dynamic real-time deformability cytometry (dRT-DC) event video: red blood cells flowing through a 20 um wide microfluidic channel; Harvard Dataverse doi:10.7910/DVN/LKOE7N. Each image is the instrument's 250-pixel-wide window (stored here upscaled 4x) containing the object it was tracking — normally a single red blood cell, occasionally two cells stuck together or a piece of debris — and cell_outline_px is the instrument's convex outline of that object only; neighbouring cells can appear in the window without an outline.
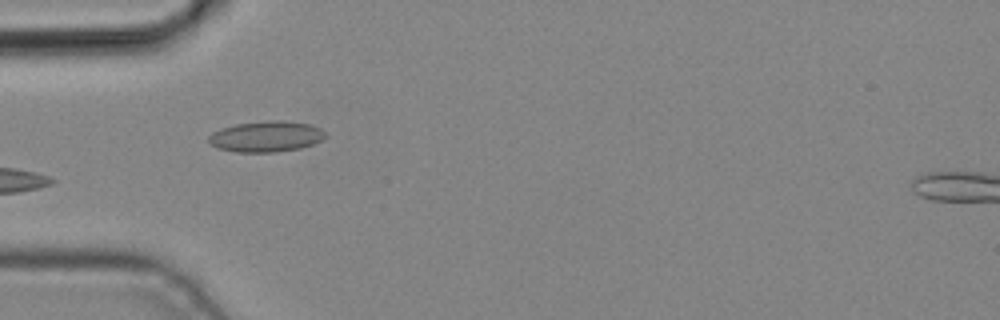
{"species": "common noctule bat (a hibernating species)", "species_latin": "Nyctalus noctula", "temperature_condition": "cold", "stored_images_in_passage": 3, "camera_frame_rate_fps": 3000, "um_per_image_px": 0.085, "animal": {"sex": "male", "body_mass_g": 19.2, "forearm_length_mm": 51.8}, "frame": {"image": 1, "passage_image": 2, "time_ms": 0.333, "image_size_px": [1000, 320], "cell_outline_px": [[328, 136], [312, 144], [300, 148], [276, 152], [236, 152], [216, 148], [208, 144], [208, 136], [212, 132], [220, 128], [236, 124], [268, 120], [284, 120], [308, 124], [320, 128]], "centroid_in_image_um": [22.57, 11.6], "position_along_channel_um": 62.4, "area_um2": 21.15}}
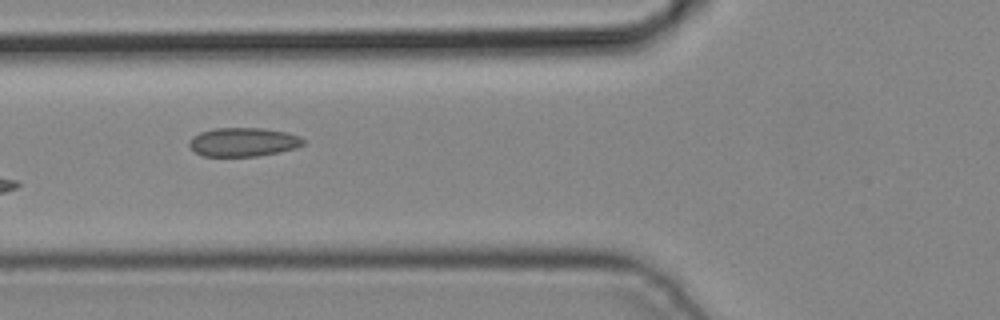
{"frame": {"image": 2, "passage_image": 3, "time_ms": 0.667, "image_size_px": [1000, 320], "cell_outline_px": [[304, 144], [296, 148], [280, 152], [256, 156], [204, 156], [196, 152], [188, 144], [188, 140], [192, 136], [200, 132], [216, 128], [260, 128], [284, 132], [300, 136], [304, 140]], "centroid_in_image_um": [20.66, 12.07], "position_along_channel_um": 105.1, "area_um2": 19.07}}